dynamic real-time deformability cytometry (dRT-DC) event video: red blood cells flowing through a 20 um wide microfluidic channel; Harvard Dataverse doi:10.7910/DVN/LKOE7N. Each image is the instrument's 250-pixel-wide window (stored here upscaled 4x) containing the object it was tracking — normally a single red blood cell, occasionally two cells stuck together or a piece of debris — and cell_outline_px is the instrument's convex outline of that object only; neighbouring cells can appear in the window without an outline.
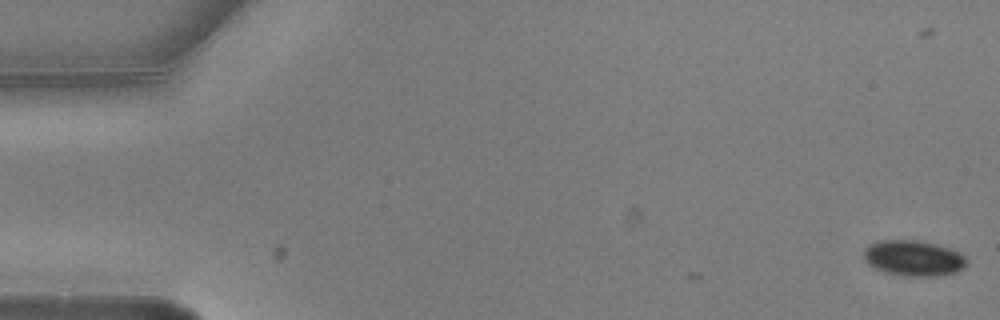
{"species": "common noctule bat (a hibernating species)", "species_latin": "Nyctalus noctula", "temperature_condition": "warm", "stored_images_in_passage": 3, "camera_frame_rate_fps": 3000, "um_per_image_px": 0.085, "animal": {"sex": "male", "body_mass_g": 20.5, "forearm_length_mm": 52.5}, "frame": {"image": 1, "passage_image": 1, "time_ms": 0.0, "image_size_px": [1000, 320], "cell_outline_px": [[968, 264], [964, 268], [956, 272], [940, 276], [904, 276], [884, 272], [868, 264], [864, 260], [864, 248], [880, 240], [916, 240], [936, 244], [960, 252], [968, 260]], "centroid_in_image_um": [77.68, 21.95], "position_along_channel_um": 7.3, "area_um2": 21.5}}